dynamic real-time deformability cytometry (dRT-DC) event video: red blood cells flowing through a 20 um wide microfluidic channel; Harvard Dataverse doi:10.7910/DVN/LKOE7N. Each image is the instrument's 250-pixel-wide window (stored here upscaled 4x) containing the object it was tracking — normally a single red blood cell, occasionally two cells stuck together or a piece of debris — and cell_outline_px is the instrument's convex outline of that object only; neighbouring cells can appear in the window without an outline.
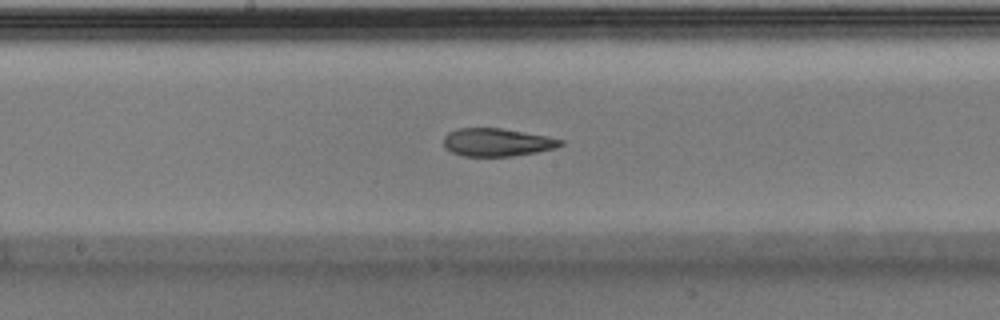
{"species": "Egyptian fruit bat (a non-hibernating species)", "species_latin": "Rousettus aegyptiacus", "temperature_condition": "warm", "stored_images_in_passage": 28, "camera_frame_rate_fps": 3000, "um_per_image_px": 0.085, "animal": {"sex": "male"}, "frame": {"image": 1, "passage_image": 16, "time_ms": 5.0, "image_size_px": [1000, 320], "cell_outline_px": [[564, 144], [556, 148], [536, 152], [512, 156], [464, 156], [452, 152], [444, 148], [444, 136], [448, 132], [456, 128], [500, 128], [548, 136], [564, 140]], "centroid_in_image_um": [42.25, 12.09], "position_along_channel_um": 206.0, "area_um2": 19.13}}